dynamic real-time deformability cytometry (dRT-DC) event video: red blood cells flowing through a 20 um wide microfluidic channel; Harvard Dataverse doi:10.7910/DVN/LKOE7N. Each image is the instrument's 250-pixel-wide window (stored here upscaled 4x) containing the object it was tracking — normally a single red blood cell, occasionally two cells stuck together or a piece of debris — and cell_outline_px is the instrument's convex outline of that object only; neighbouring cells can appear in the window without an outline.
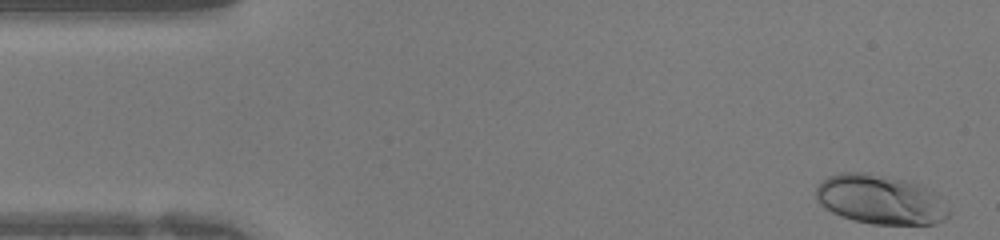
{"species": "human", "species_latin": "Homo sapiens", "temperature_condition": "warm", "stored_images_in_passage": 42, "camera_frame_rate_fps": 3000, "um_per_image_px": 0.085, "donor": {"sex": "female"}, "frame": {"image": 1, "passage_image": 1, "time_ms": 0.0, "image_size_px": [1000, 240], "cell_outline_px": [[948, 216], [944, 220], [936, 224], [872, 224], [852, 220], [840, 216], [832, 212], [820, 204], [816, 200], [816, 188], [828, 176], [840, 172], [864, 172], [904, 180], [916, 184], [932, 192], [948, 208]], "centroid_in_image_um": [74.77, 16.98], "position_along_channel_um": 10.2, "area_um2": 37.74}}
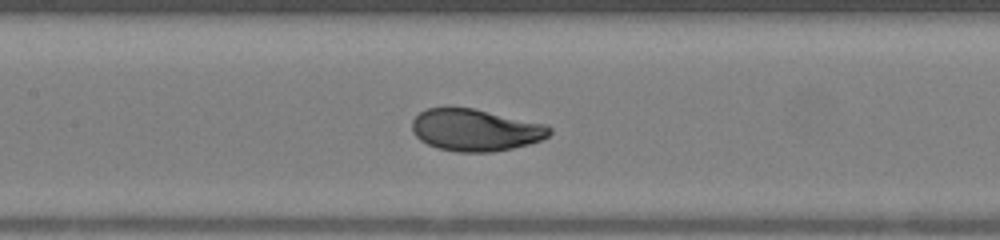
{"frame": {"image": 2, "passage_image": 18, "time_ms": 5.667, "image_size_px": [1000, 240], "cell_outline_px": [[552, 132], [548, 136], [540, 140], [528, 144], [512, 148], [492, 152], [456, 152], [440, 148], [428, 144], [420, 140], [412, 132], [412, 120], [424, 108], [444, 104], [448, 104], [472, 108], [548, 124], [552, 128]], "centroid_in_image_um": [40.37, 11.01], "position_along_channel_um": 167.0, "area_um2": 34.39}}
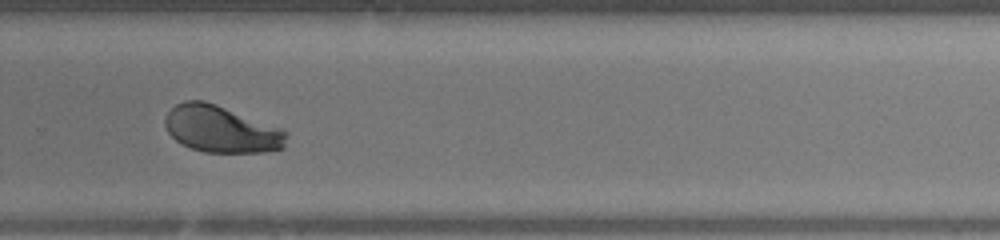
{"frame": {"image": 3, "passage_image": 27, "time_ms": 8.667, "image_size_px": [1000, 240], "cell_outline_px": [[288, 136], [284, 148], [264, 152], [204, 152], [192, 148], [176, 140], [168, 132], [164, 124], [164, 120], [168, 112], [176, 104], [184, 100], [204, 100], [216, 104], [284, 128], [288, 132]], "centroid_in_image_um": [18.85, 10.97], "position_along_channel_um": 311.0, "area_um2": 33.35}}